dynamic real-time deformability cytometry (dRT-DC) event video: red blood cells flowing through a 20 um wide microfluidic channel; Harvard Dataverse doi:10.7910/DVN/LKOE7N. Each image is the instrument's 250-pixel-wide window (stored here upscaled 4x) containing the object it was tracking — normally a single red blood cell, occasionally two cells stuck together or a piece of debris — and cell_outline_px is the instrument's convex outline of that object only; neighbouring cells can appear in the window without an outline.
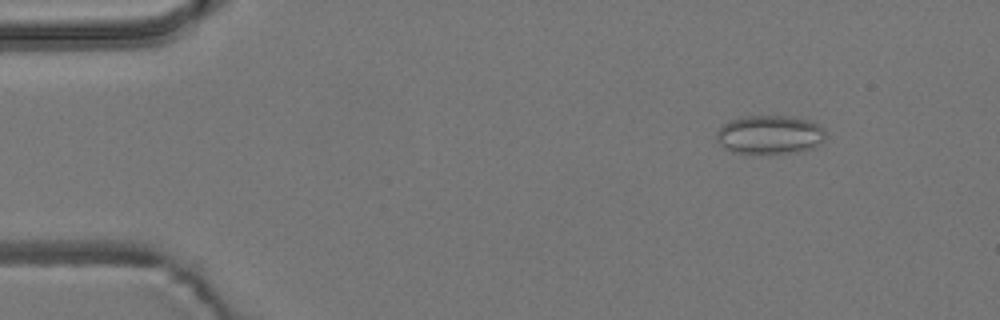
{"species": "common noctule bat (a hibernating species)", "species_latin": "Nyctalus noctula", "temperature_condition": "room temperature", "stored_images_in_passage": 50, "camera_frame_rate_fps": 3000, "um_per_image_px": 0.085, "animal": {"sex": "male", "body_mass_g": 19.2, "forearm_length_mm": 51.8}, "frame": {"image": 1, "passage_image": 1, "time_ms": 0.0, "image_size_px": [1000, 320], "cell_outline_px": [[824, 140], [812, 148], [796, 152], [732, 152], [724, 148], [716, 140], [716, 132], [728, 120], [744, 116], [792, 116], [808, 120], [820, 124], [824, 128]], "centroid_in_image_um": [65.42, 11.42], "position_along_channel_um": 19.6, "area_um2": 24.45}}
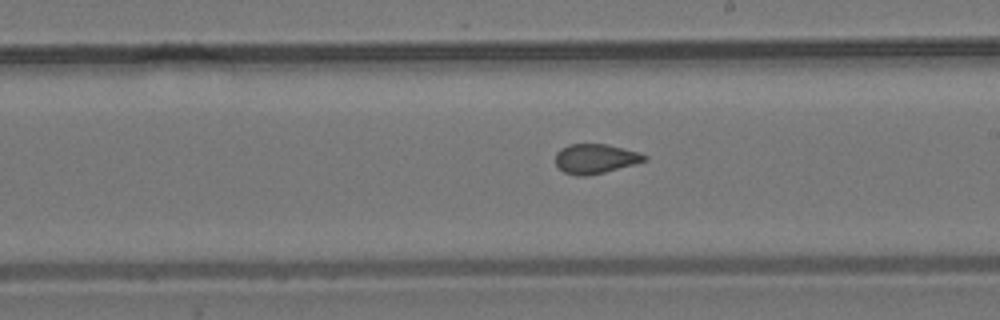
{"frame": {"image": 2, "passage_image": 26, "time_ms": 8.333, "image_size_px": [1000, 320], "cell_outline_px": [[648, 160], [604, 172], [584, 176], [576, 176], [564, 172], [556, 164], [556, 152], [560, 148], [568, 144], [608, 144], [636, 152], [648, 156]], "centroid_in_image_um": [50.58, 13.48], "position_along_channel_um": 238.4, "area_um2": 15.2}}
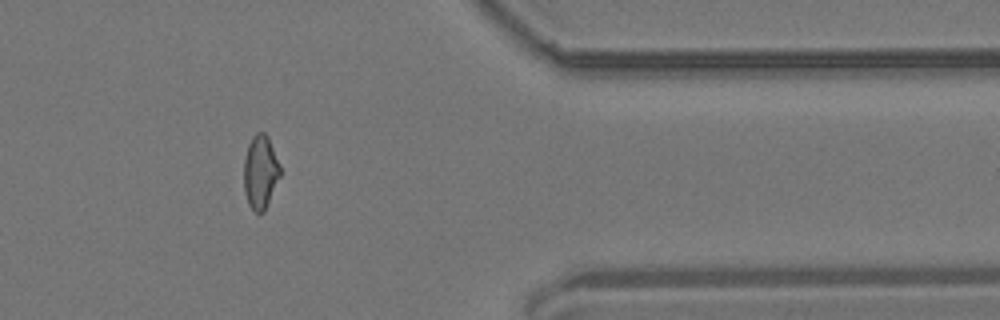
{"frame": {"image": 3, "passage_image": 40, "time_ms": 13.0, "image_size_px": [1000, 320], "cell_outline_px": [[280, 176], [264, 212], [256, 212], [248, 204], [244, 192], [244, 160], [248, 144], [252, 136], [256, 132], [264, 132], [268, 136], [280, 164]], "centroid_in_image_um": [22.13, 14.59], "position_along_channel_um": 389.3, "area_um2": 15.61}, "authors_computed_cell_mechanics": {"area_um2": 16.0684, "velocity_mm_per_s": 3.6997, "shape_relaxation_time_tau1_ms": null, "shape_relaxation_time_tau2_ms": 1.3136, "deformation_change_tau1": null, "deformation_change_tau2": 0.0743}}